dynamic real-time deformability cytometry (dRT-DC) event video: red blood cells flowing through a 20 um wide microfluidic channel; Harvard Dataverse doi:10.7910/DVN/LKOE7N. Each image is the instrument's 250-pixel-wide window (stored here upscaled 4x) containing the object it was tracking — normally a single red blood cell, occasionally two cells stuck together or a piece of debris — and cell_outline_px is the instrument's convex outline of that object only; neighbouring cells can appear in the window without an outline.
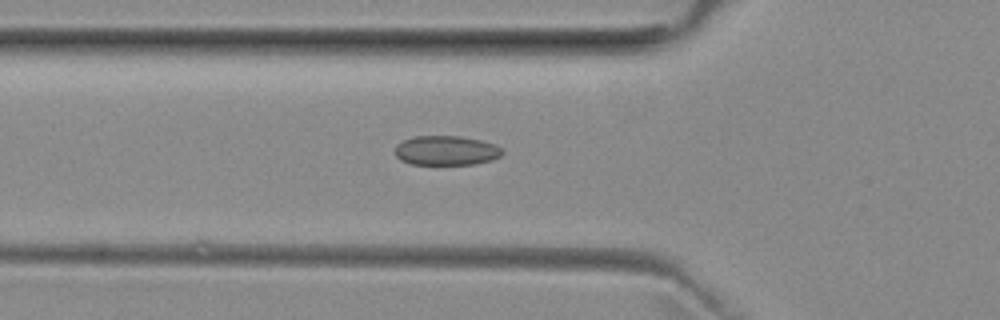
{"species": "common noctule bat (a hibernating species)", "species_latin": "Nyctalus noctula", "temperature_condition": "room temperature", "stored_images_in_passage": 43, "camera_frame_rate_fps": 3000, "um_per_image_px": 0.085, "animal": {"sex": "female", "body_mass_g": 29.2, "forearm_length_mm": 56.3}, "frame": {"image": 1, "passage_image": 9, "time_ms": 2.667, "image_size_px": [1000, 320], "cell_outline_px": [[504, 152], [500, 156], [492, 160], [472, 164], [412, 164], [400, 160], [396, 156], [396, 144], [412, 136], [460, 136], [480, 140], [496, 144]], "centroid_in_image_um": [37.92, 12.79], "position_along_channel_um": 87.9, "area_um2": 18.44}}
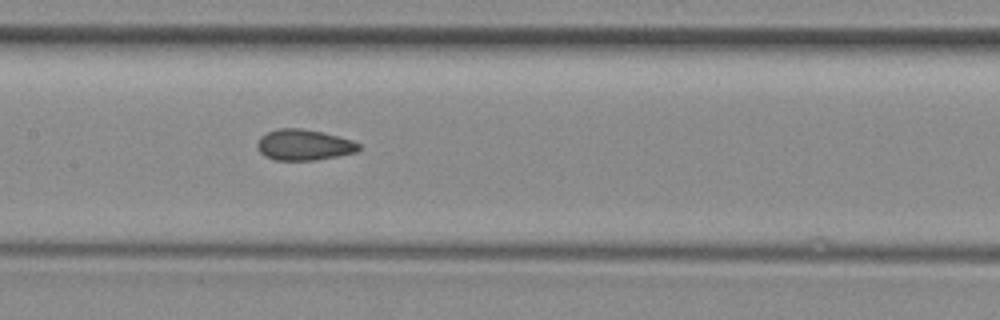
{"frame": {"image": 2, "passage_image": 16, "time_ms": 5.0, "image_size_px": [1000, 320], "cell_outline_px": [[360, 148], [356, 152], [316, 160], [276, 160], [264, 156], [260, 152], [256, 144], [260, 136], [268, 132], [280, 128], [300, 128], [324, 132], [352, 140], [360, 144]], "centroid_in_image_um": [25.82, 12.31], "position_along_channel_um": 181.6, "area_um2": 18.26}}
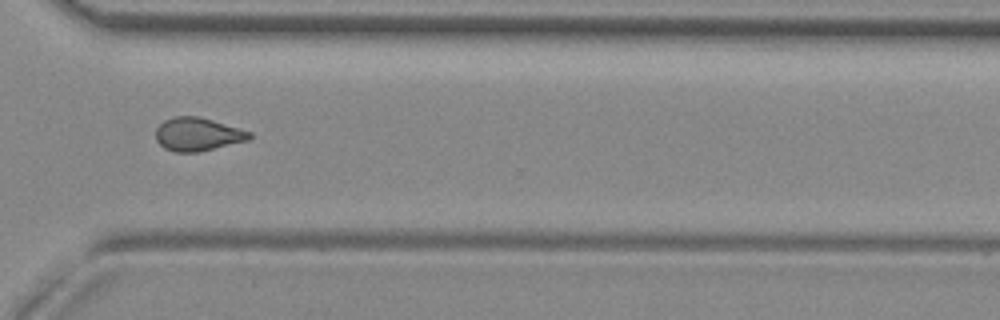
{"frame": {"image": 3, "passage_image": 29, "time_ms": 9.333, "image_size_px": [1000, 320], "cell_outline_px": [[252, 136], [248, 140], [200, 152], [176, 152], [164, 148], [156, 140], [156, 128], [164, 120], [172, 116], [200, 116], [252, 132]], "centroid_in_image_um": [16.79, 11.41], "position_along_channel_um": 353.8, "area_um2": 18.26}, "authors_computed_cell_mechanics": {"area_um2": 18.0336, "velocity_mm_per_s": 3.9812, "shape_relaxation_time_tau1_ms": null, "shape_relaxation_time_tau2_ms": 2.1262, "deformation_change_tau1": null, "deformation_change_tau2": 0.0815}}